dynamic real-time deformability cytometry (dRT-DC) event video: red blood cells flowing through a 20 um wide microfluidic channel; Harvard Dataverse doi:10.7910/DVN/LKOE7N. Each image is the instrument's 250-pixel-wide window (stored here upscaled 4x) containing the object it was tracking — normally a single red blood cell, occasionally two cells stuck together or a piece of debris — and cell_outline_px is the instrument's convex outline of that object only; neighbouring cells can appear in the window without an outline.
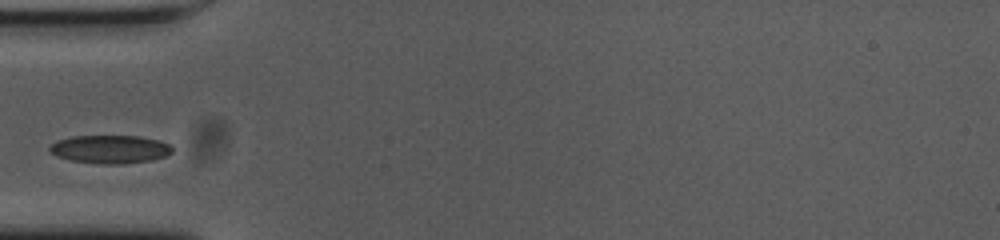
{"species": "common noctule bat (a hibernating species)", "species_latin": "Nyctalus noctula", "temperature_condition": "cold", "stored_images_in_passage": 29, "camera_frame_rate_fps": 3000, "um_per_image_px": 0.085, "animal": {"sex": "female", "body_mass_g": 23.0, "forearm_length_mm": 53.4}, "frame": {"image": 1, "passage_image": 1, "time_ms": 0.0, "image_size_px": [1000, 240], "cell_outline_px": [[172, 152], [168, 156], [152, 160], [120, 164], [104, 164], [68, 160], [56, 156], [48, 152], [48, 148], [52, 144], [60, 140], [72, 136], [140, 136], [172, 144]], "centroid_in_image_um": [9.37, 12.69], "position_along_channel_um": 75.6, "area_um2": 20.29}}
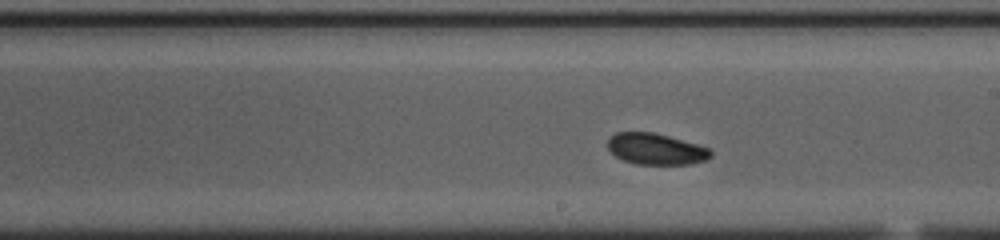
{"frame": {"image": 2, "passage_image": 14, "time_ms": 4.333, "image_size_px": [1000, 240], "cell_outline_px": [[712, 156], [704, 160], [688, 164], [636, 164], [624, 160], [616, 156], [608, 148], [608, 140], [616, 132], [652, 132], [668, 136], [712, 148]], "centroid_in_image_um": [55.78, 12.66], "position_along_channel_um": 233.2, "area_um2": 18.61}}
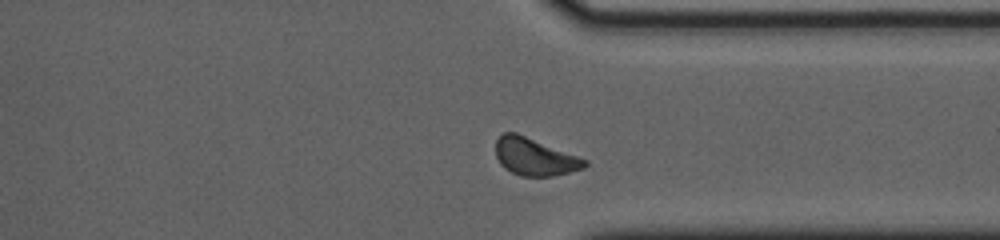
{"frame": {"image": 3, "passage_image": 25, "time_ms": 8.0, "image_size_px": [1000, 240], "cell_outline_px": [[588, 164], [584, 168], [552, 176], [520, 176], [504, 168], [500, 164], [496, 156], [496, 140], [504, 132], [516, 132], [588, 160]], "centroid_in_image_um": [45.43, 13.33], "position_along_channel_um": 366.0, "area_um2": 19.31}}